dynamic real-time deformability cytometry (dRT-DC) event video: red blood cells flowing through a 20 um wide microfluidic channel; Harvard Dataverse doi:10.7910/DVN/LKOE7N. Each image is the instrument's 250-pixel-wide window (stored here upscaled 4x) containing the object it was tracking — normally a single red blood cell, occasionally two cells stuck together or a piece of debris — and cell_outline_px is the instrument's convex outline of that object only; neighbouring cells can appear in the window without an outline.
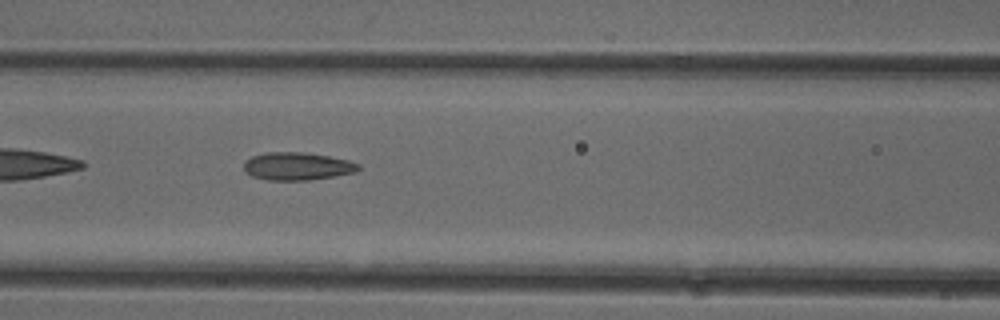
{"species": "common noctule bat (a hibernating species)", "species_latin": "Nyctalus noctula", "temperature_condition": "cold", "stored_images_in_passage": 36, "camera_frame_rate_fps": 3000, "um_per_image_px": 0.085, "animal": {"sex": "female"}, "frame": {"image": 1, "passage_image": 7, "time_ms": 2.0, "image_size_px": [1000, 320], "cell_outline_px": [[360, 168], [356, 172], [308, 180], [268, 180], [252, 176], [244, 172], [244, 160], [252, 156], [268, 152], [304, 152], [328, 156], [348, 160], [360, 164]], "centroid_in_image_um": [25.24, 14.13], "position_along_channel_um": 141.4, "area_um2": 18.55}}
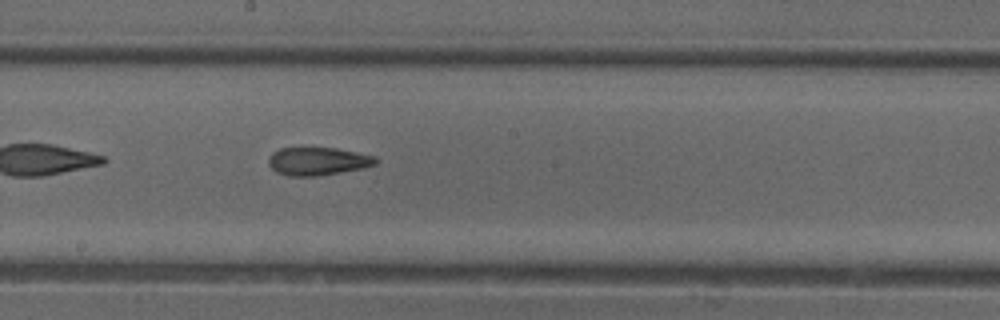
{"frame": {"image": 2, "passage_image": 13, "time_ms": 4.0, "image_size_px": [1000, 320], "cell_outline_px": [[376, 164], [364, 168], [316, 176], [288, 176], [276, 172], [268, 164], [268, 160], [272, 152], [280, 148], [336, 148], [376, 156]], "centroid_in_image_um": [27.0, 13.71], "position_along_channel_um": 221.2, "area_um2": 17.46}}
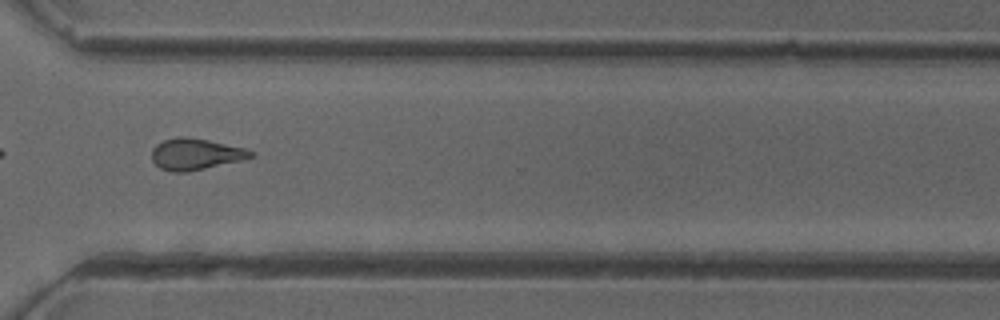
{"frame": {"image": 3, "passage_image": 23, "time_ms": 7.333, "image_size_px": [1000, 320], "cell_outline_px": [[256, 156], [240, 160], [188, 172], [172, 172], [160, 168], [152, 160], [152, 148], [156, 144], [164, 140], [176, 136], [184, 136], [208, 140], [244, 148], [256, 152]], "centroid_in_image_um": [16.61, 13.09], "position_along_channel_um": 354.0, "area_um2": 18.09}, "authors_computed_cell_mechanics": {"area_um2": 17.6868, "velocity_mm_per_s": 3.9959, "shape_relaxation_time_tau1_ms": null, "shape_relaxation_time_tau2_ms": 2.8796, "deformation_change_tau1": null, "deformation_change_tau2": 0.1185}}